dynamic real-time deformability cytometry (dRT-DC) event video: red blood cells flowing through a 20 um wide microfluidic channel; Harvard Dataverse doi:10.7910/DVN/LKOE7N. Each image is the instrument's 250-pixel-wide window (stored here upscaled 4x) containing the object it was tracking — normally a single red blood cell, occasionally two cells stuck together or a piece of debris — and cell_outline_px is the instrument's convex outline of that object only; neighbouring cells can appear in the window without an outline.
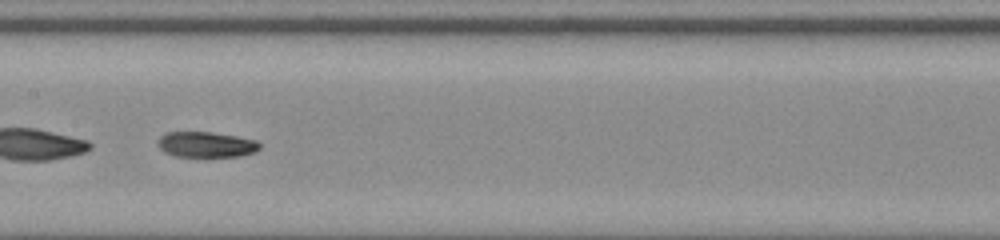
{"species": "common noctule bat (a hibernating species)", "species_latin": "Nyctalus noctula", "temperature_condition": "room temperature", "stored_images_in_passage": 52, "camera_frame_rate_fps": 3000, "um_per_image_px": 0.085, "animal": {"sex": "male", "body_mass_g": 20.0, "forearm_length_mm": 53.3}, "frame": {"image": 1, "passage_image": 28, "time_ms": 9.0, "image_size_px": [1000, 240], "cell_outline_px": [[260, 148], [256, 152], [240, 156], [176, 156], [164, 152], [156, 144], [160, 136], [168, 132], [212, 132], [236, 136], [256, 140], [260, 144]], "centroid_in_image_um": [17.53, 12.28], "position_along_channel_um": 189.9, "area_um2": 15.14}, "authors_computed_cell_mechanics": {"area_um2": 16.184, "velocity_mm_per_s": 3.8447, "shape_relaxation_time_tau1_ms": 4.9794, "shape_relaxation_time_tau2_ms": 2.717, "deformation_change_tau1": 0.2048, "deformation_change_tau2": 0.0831}}